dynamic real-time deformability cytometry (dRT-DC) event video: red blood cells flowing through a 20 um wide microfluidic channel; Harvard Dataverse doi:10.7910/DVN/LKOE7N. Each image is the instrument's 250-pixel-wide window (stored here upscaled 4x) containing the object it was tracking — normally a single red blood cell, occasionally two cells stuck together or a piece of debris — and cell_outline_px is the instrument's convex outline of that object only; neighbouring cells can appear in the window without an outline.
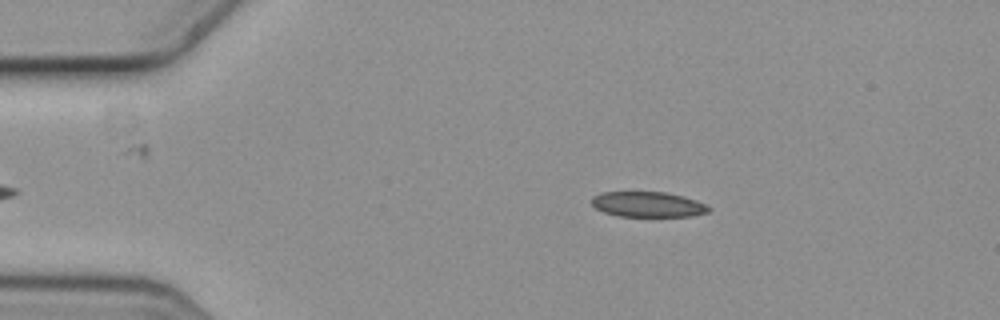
{"species": "common noctule bat (a hibernating species)", "species_latin": "Nyctalus noctula", "temperature_condition": "cold", "stored_images_in_passage": 7, "camera_frame_rate_fps": 3000, "um_per_image_px": 0.085, "animal": {"sex": "female", "body_mass_g": 19.3, "forearm_length_mm": 54.1}, "frame": {"image": 1, "passage_image": 1, "time_ms": 0.0, "image_size_px": [1000, 320], "cell_outline_px": [[712, 208], [708, 212], [692, 216], [616, 216], [604, 212], [596, 208], [592, 204], [592, 196], [600, 192], [664, 192], [696, 200]], "centroid_in_image_um": [55.04, 17.37], "position_along_channel_um": 30.0, "area_um2": 17.17}}
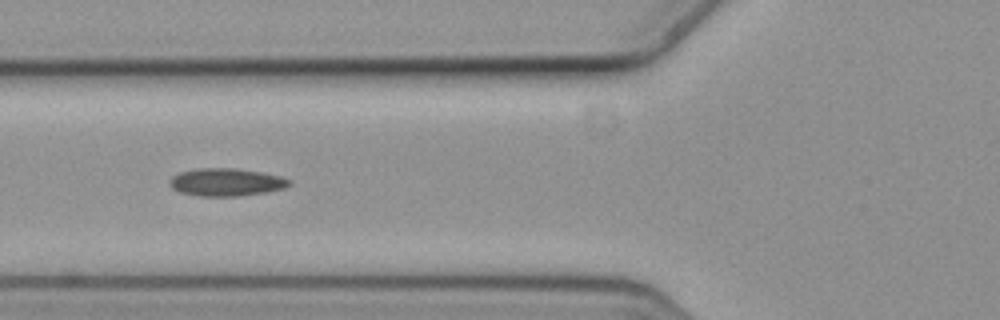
{"frame": {"image": 2, "passage_image": 4, "time_ms": 1.0, "image_size_px": [1000, 320], "cell_outline_px": [[292, 184], [284, 188], [264, 192], [240, 196], [200, 196], [180, 192], [172, 188], [168, 184], [168, 180], [172, 176], [180, 172], [196, 168], [236, 168], [260, 172], [280, 176], [292, 180]], "centroid_in_image_um": [19.21, 15.48], "position_along_channel_um": 106.6, "area_um2": 19.42}}
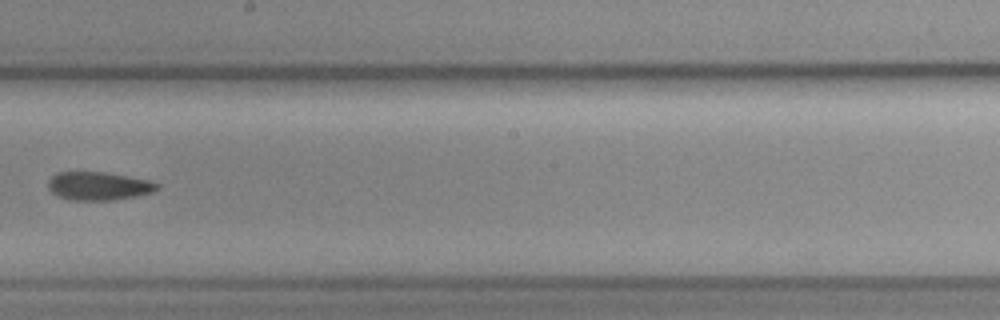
{"frame": {"image": 3, "passage_image": 7, "time_ms": 2.0, "image_size_px": [1000, 320], "cell_outline_px": [[160, 188], [152, 192], [136, 196], [112, 200], [68, 200], [56, 196], [48, 188], [48, 180], [56, 172], [104, 172], [148, 180], [160, 184]], "centroid_in_image_um": [8.35, 15.81], "position_along_channel_um": 239.8, "area_um2": 18.03}}